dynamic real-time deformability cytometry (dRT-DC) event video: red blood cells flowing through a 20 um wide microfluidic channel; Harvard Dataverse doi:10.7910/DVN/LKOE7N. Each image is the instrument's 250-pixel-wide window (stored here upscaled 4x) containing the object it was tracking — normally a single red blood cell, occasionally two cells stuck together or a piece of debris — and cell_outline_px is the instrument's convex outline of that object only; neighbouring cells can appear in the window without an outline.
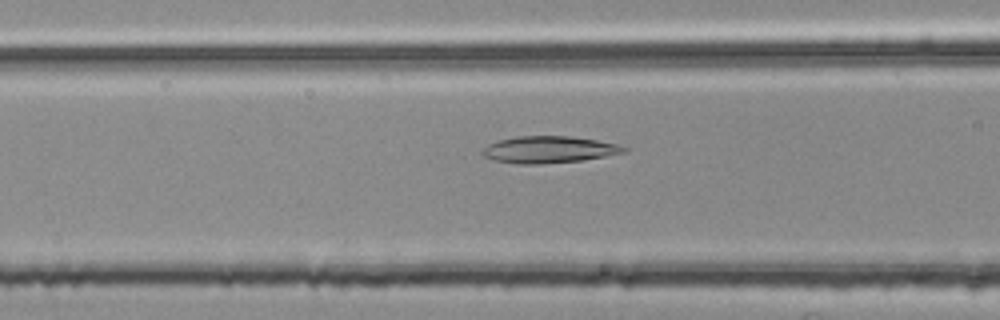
{"species": "common noctule bat (a hibernating species)", "species_latin": "Nyctalus noctula", "temperature_condition": "room temperature", "stored_images_in_passage": 39, "camera_frame_rate_fps": 3000, "um_per_image_px": 0.085, "animal": {"sex": "female", "body_mass_g": 25.1}, "frame": {"image": 1, "passage_image": 13, "time_ms": 4.0, "image_size_px": [1000, 320], "cell_outline_px": [[628, 152], [584, 160], [540, 164], [516, 164], [496, 160], [484, 156], [480, 152], [480, 148], [488, 144], [500, 140], [516, 136], [572, 136], [596, 140], [616, 144], [628, 148]], "centroid_in_image_um": [46.65, 12.71], "position_along_channel_um": 120.0, "area_um2": 22.25}}
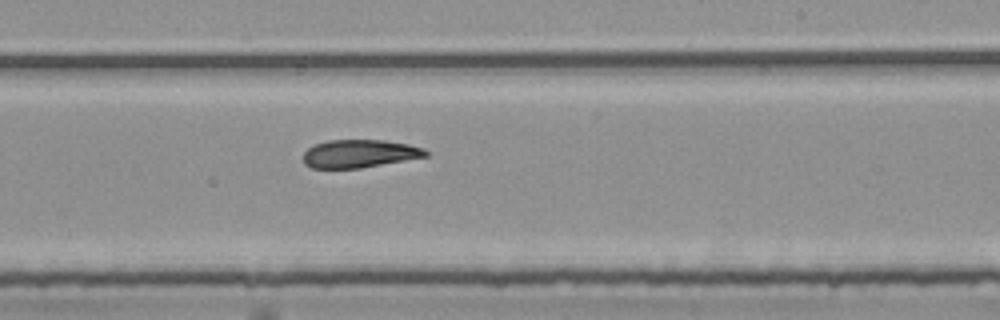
{"frame": {"image": 2, "passage_image": 24, "time_ms": 7.667, "image_size_px": [1000, 320], "cell_outline_px": [[428, 156], [360, 168], [312, 168], [304, 164], [304, 152], [312, 144], [328, 140], [384, 140], [408, 144], [424, 148], [428, 152]], "centroid_in_image_um": [30.54, 13.05], "position_along_channel_um": 258.5, "area_um2": 20.0}}
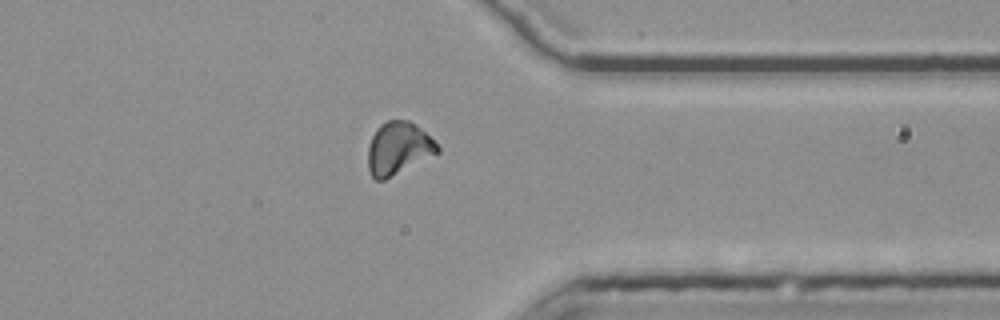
{"frame": {"image": 3, "passage_image": 34, "time_ms": 11.0, "image_size_px": [1000, 320], "cell_outline_px": [[440, 152], [384, 180], [376, 180], [372, 176], [368, 168], [368, 148], [372, 136], [376, 128], [380, 124], [388, 120], [408, 120], [416, 124], [440, 148]], "centroid_in_image_um": [33.84, 12.6], "position_along_channel_um": 377.6, "area_um2": 21.1}, "authors_computed_cell_mechanics": {"area_um2": 21.3282, "velocity_mm_per_s": 3.782, "shape_relaxation_time_tau1_ms": 6.4777, "shape_relaxation_time_tau2_ms": 3.2844, "deformation_change_tau1": 0.1595, "deformation_change_tau2": 0.1059}}